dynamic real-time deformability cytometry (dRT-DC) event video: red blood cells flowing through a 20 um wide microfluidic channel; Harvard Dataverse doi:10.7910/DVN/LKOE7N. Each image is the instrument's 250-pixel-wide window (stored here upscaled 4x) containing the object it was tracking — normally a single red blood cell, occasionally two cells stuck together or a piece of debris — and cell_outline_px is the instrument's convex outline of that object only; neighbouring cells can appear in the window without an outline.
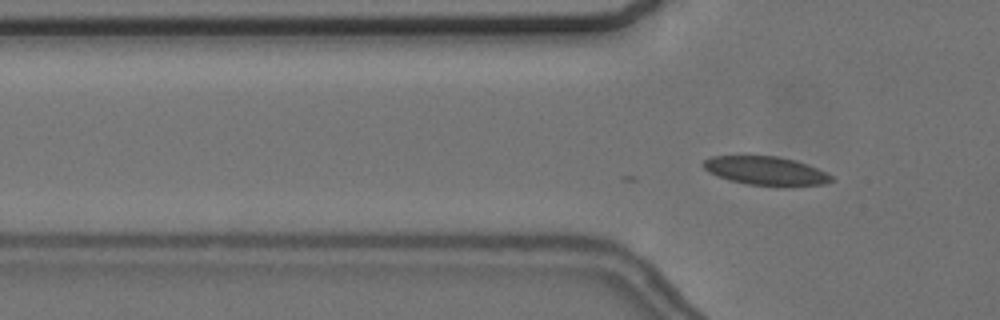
{"species": "common noctule bat (a hibernating species)", "species_latin": "Nyctalus noctula", "temperature_condition": "cold", "stored_images_in_passage": 4, "camera_frame_rate_fps": 3000, "um_per_image_px": 0.085, "animal": {"sex": "female", "body_mass_g": 24.6, "forearm_length_mm": 56.2}, "frame": {"image": 1, "passage_image": 4, "time_ms": 1.0, "image_size_px": [1000, 320], "cell_outline_px": [[836, 180], [824, 184], [792, 188], [780, 188], [744, 184], [728, 180], [716, 176], [708, 172], [700, 164], [704, 160], [712, 156], [776, 156], [796, 160], [808, 164], [832, 176]], "centroid_in_image_um": [65.12, 14.56], "position_along_channel_um": 60.7, "area_um2": 22.25}}